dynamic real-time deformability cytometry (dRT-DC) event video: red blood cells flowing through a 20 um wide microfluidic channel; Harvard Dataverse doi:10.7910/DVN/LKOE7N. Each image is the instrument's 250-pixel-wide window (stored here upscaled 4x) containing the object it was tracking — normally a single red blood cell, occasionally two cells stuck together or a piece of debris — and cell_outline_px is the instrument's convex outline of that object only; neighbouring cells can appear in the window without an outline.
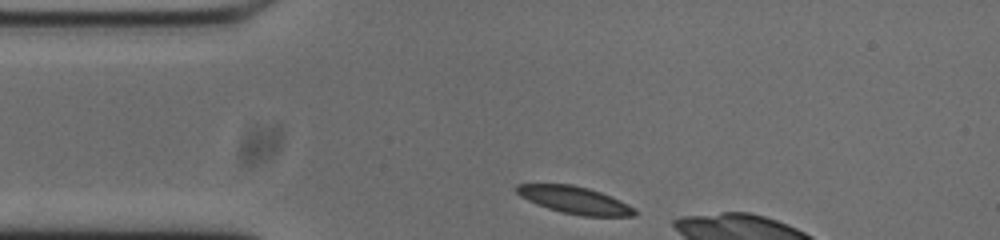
{"species": "common noctule bat (a hibernating species)", "species_latin": "Nyctalus noctula", "temperature_condition": "cold", "stored_images_in_passage": 9, "camera_frame_rate_fps": 3000, "um_per_image_px": 0.085, "animal": {"sex": "male", "body_mass_g": 20.0, "forearm_length_mm": 53.3}, "frame": {"image": 1, "passage_image": 1, "time_ms": 0.0, "image_size_px": [1000, 240], "cell_outline_px": [[636, 216], [584, 216], [560, 212], [536, 204], [520, 196], [516, 192], [516, 184], [572, 184], [588, 188], [600, 192], [620, 200], [636, 208]], "centroid_in_image_um": [48.86, 17.01], "position_along_channel_um": 36.1, "area_um2": 18.73}}
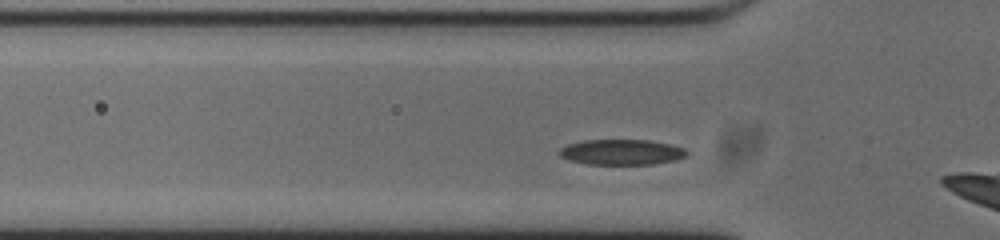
{"frame": {"image": 2, "passage_image": 6, "time_ms": 1.667, "image_size_px": [1000, 240], "cell_outline_px": [[688, 152], [684, 156], [676, 160], [656, 164], [588, 164], [568, 160], [560, 156], [556, 152], [560, 148], [568, 144], [584, 140], [648, 140], [668, 144], [684, 148]], "centroid_in_image_um": [52.79, 12.93], "position_along_channel_um": 73.0, "area_um2": 18.9}}